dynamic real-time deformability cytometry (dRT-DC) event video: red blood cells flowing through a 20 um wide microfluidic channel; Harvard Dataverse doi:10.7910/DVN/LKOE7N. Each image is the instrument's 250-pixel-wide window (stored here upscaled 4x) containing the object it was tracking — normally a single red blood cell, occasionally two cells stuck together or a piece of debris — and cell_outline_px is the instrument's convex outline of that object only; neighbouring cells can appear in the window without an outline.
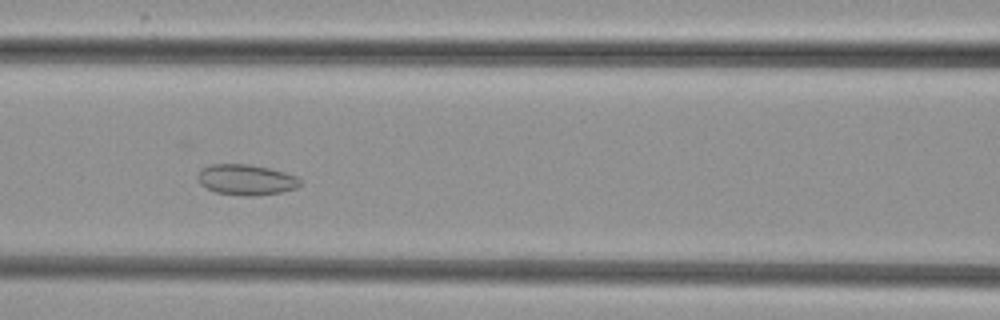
{"species": "common noctule bat (a hibernating species)", "species_latin": "Nyctalus noctula", "temperature_condition": "cold", "stored_images_in_passage": 6, "camera_frame_rate_fps": 3000, "um_per_image_px": 0.085, "animal": {"sex": "female", "body_mass_g": 29.2, "forearm_length_mm": 56.3}, "frame": {"image": 1, "passage_image": 4, "time_ms": 3.667, "image_size_px": [1000, 320], "cell_outline_px": [[300, 184], [296, 188], [280, 192], [256, 196], [244, 196], [216, 192], [200, 184], [196, 176], [204, 168], [212, 164], [248, 164], [268, 168], [284, 172], [296, 176], [300, 180]], "centroid_in_image_um": [20.92, 15.28], "position_along_channel_um": 145.7, "area_um2": 18.09}}
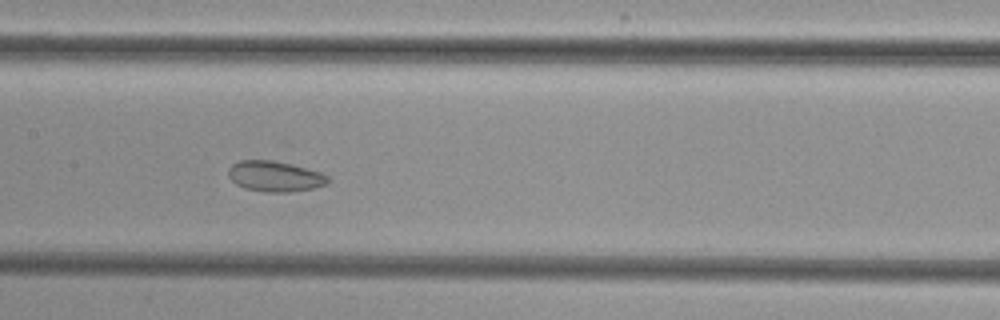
{"frame": {"image": 2, "passage_image": 5, "time_ms": 4.667, "image_size_px": [1000, 320], "cell_outline_px": [[328, 184], [312, 188], [288, 192], [268, 192], [244, 188], [236, 184], [228, 176], [228, 168], [232, 164], [240, 160], [272, 160], [292, 164], [320, 172], [328, 176]], "centroid_in_image_um": [23.34, 14.98], "position_along_channel_um": 184.1, "area_um2": 17.69}}
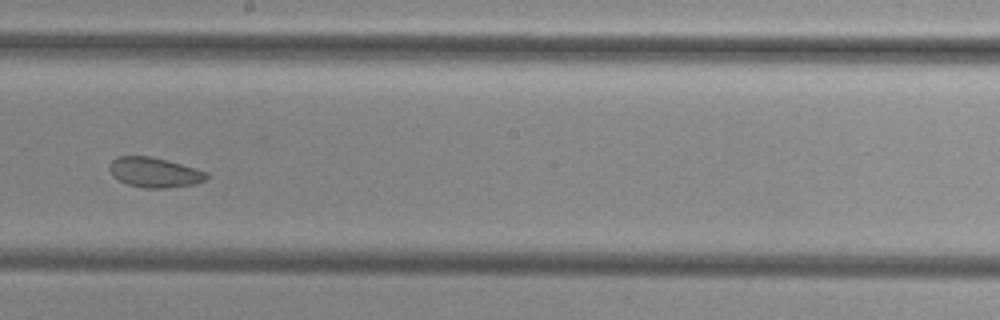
{"frame": {"image": 3, "passage_image": 6, "time_ms": 6.0, "image_size_px": [1000, 320], "cell_outline_px": [[208, 176], [204, 180], [196, 184], [168, 188], [144, 188], [128, 184], [112, 176], [108, 168], [108, 164], [116, 156], [152, 156], [168, 160], [196, 168], [208, 172]], "centroid_in_image_um": [13.12, 14.64], "position_along_channel_um": 235.1, "area_um2": 17.17}}